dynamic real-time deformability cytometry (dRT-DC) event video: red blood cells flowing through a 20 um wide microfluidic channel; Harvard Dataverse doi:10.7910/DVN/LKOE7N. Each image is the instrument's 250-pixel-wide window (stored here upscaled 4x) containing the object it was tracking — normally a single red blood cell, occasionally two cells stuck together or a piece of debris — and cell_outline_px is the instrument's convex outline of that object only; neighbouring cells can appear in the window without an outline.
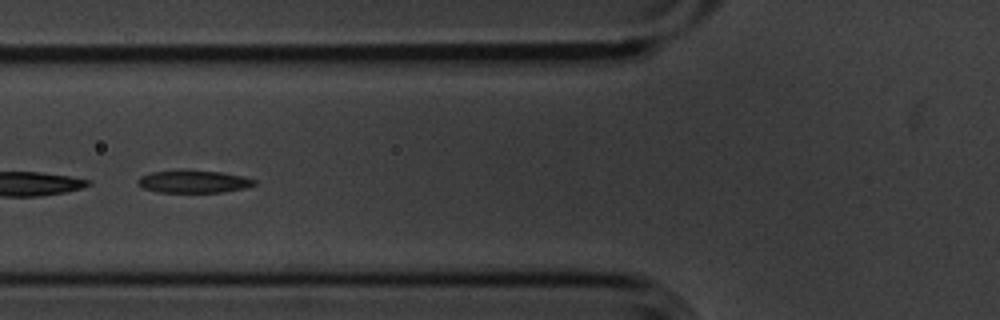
{"species": "common noctule bat (a hibernating species)", "species_latin": "Nyctalus noctula", "temperature_condition": "cold", "stored_images_in_passage": 14, "camera_frame_rate_fps": 3000, "um_per_image_px": 0.085, "animal": {"sex": "male", "body_mass_g": 20.1, "forearm_length_mm": 53.5}, "frame": {"image": 1, "passage_image": 5, "time_ms": 1.333, "image_size_px": [1000, 320], "cell_outline_px": [[256, 184], [244, 188], [224, 192], [156, 192], [144, 188], [136, 184], [136, 180], [140, 176], [152, 172], [180, 168], [184, 168], [224, 172], [244, 176], [256, 180]], "centroid_in_image_um": [16.42, 15.4], "position_along_channel_um": 109.4, "area_um2": 15.95}}
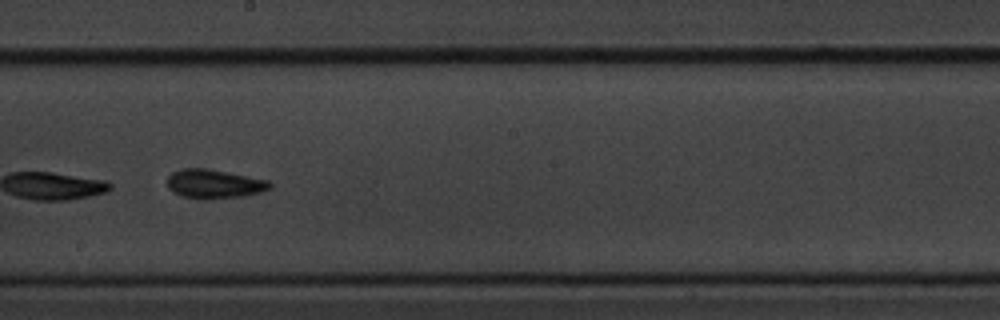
{"frame": {"image": 2, "passage_image": 8, "time_ms": 2.333, "image_size_px": [1000, 320], "cell_outline_px": [[272, 188], [260, 192], [244, 196], [184, 196], [168, 188], [168, 176], [172, 172], [184, 168], [204, 168], [268, 180], [272, 184]], "centroid_in_image_um": [18.24, 15.58], "position_along_channel_um": 230.0, "area_um2": 16.3}}
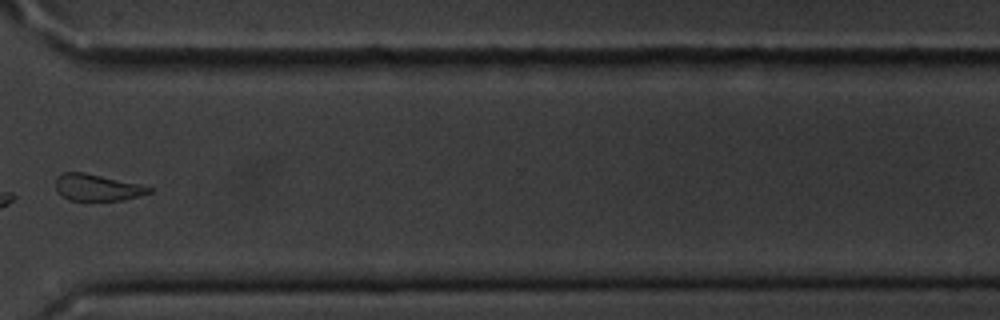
{"frame": {"image": 3, "passage_image": 11, "time_ms": 3.333, "image_size_px": [1000, 320], "cell_outline_px": [[156, 188], [152, 192], [140, 196], [124, 200], [68, 200], [56, 188], [56, 176], [64, 172], [84, 172], [140, 184]], "centroid_in_image_um": [8.32, 15.93], "position_along_channel_um": 362.3, "area_um2": 14.51}}